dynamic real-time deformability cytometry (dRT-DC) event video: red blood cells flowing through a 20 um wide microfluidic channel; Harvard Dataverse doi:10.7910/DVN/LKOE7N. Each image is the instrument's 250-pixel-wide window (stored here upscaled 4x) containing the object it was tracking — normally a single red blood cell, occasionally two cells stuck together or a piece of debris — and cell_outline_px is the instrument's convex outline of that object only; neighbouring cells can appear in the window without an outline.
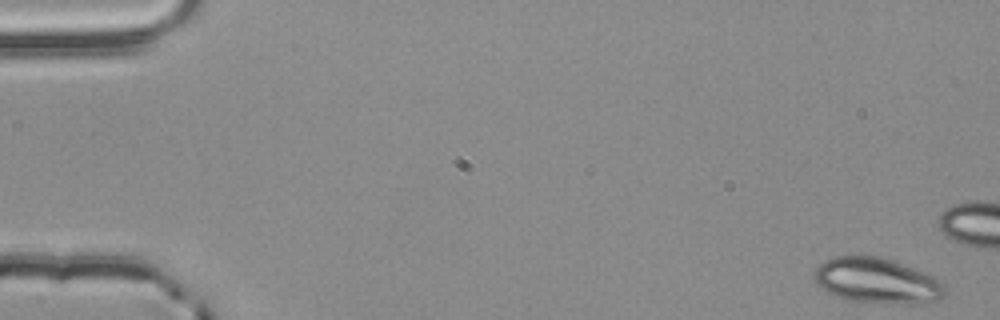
{"species": "common noctule bat (a hibernating species)", "species_latin": "Nyctalus noctula", "temperature_condition": "room temperature", "stored_images_in_passage": 16, "camera_frame_rate_fps": 3000, "um_per_image_px": 0.085, "animal": {"sex": "male", "body_mass_g": 20.4}, "frame": {"image": 1, "passage_image": 1, "time_ms": 0.0, "image_size_px": [1000, 320], "cell_outline_px": [[948, 288], [944, 296], [940, 300], [924, 304], [912, 304], [852, 300], [836, 296], [820, 288], [812, 276], [816, 268], [824, 260], [836, 256], [880, 256], [892, 260], [936, 276]], "centroid_in_image_um": [74.6, 23.86], "position_along_channel_um": 10.4, "area_um2": 34.85}}